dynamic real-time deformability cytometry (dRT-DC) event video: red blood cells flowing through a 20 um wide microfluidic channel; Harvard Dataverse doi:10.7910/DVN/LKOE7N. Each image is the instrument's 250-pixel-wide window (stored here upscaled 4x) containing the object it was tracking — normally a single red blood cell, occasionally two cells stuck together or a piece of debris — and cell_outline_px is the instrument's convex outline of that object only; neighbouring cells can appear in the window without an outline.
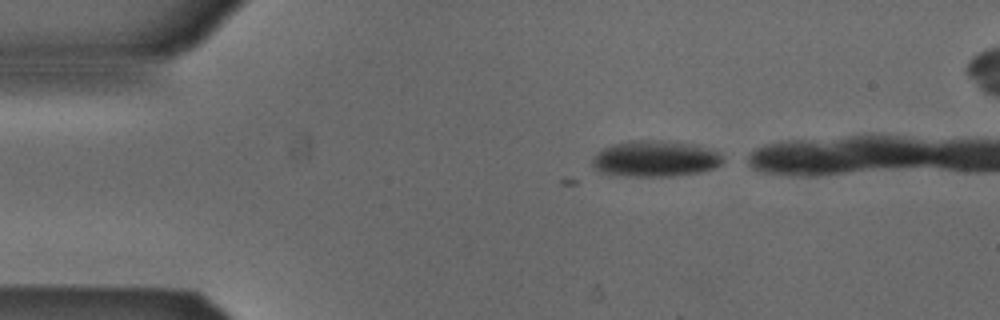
{"species": "Egyptian fruit bat (a non-hibernating species)", "species_latin": "Rousettus aegyptiacus", "temperature_condition": "cold", "stored_images_in_passage": 5, "camera_frame_rate_fps": 3000, "um_per_image_px": 0.085, "animal": {"sex": "male"}, "frame": {"image": 1, "passage_image": 1, "time_ms": 0.0, "image_size_px": [1000, 320], "cell_outline_px": [[724, 160], [720, 164], [712, 168], [700, 172], [672, 176], [608, 176], [592, 168], [592, 156], [596, 152], [612, 144], [632, 140], [652, 140], [696, 144], [720, 152], [724, 156]], "centroid_in_image_um": [55.64, 13.5], "position_along_channel_um": 29.4, "area_um2": 27.92}}